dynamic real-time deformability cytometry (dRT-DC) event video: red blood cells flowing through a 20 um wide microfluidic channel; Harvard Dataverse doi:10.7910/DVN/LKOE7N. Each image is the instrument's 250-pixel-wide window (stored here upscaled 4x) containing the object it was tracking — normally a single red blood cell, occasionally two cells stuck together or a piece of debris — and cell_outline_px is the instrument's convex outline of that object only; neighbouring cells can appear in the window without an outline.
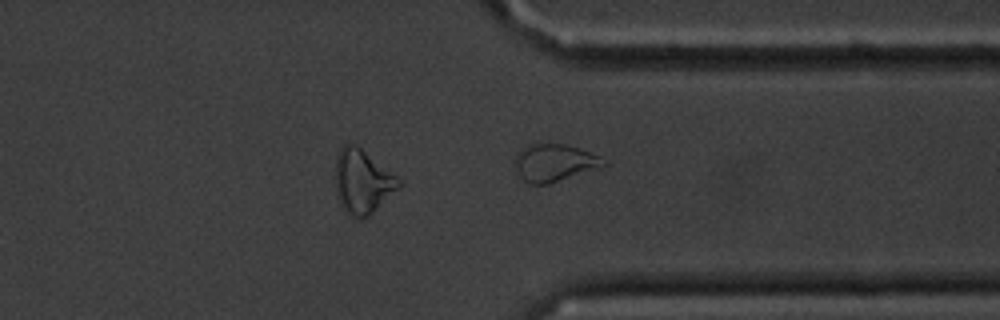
{"species": "common noctule bat (a hibernating species)", "species_latin": "Nyctalus noctula", "temperature_condition": "cold", "stored_images_in_passage": 33, "segment_of_instrument_passage": [2, 2], "camera_frame_rate_fps": 3000, "um_per_image_px": 0.085, "animal": {"sex": "male", "body_mass_g": 20.1, "forearm_length_mm": 53.5}, "frame": {"image": 1, "passage_image": 33, "time_ms": 10.667, "image_size_px": [1000, 320], "cell_outline_px": [[608, 164], [548, 184], [532, 184], [524, 180], [520, 176], [516, 164], [516, 152], [520, 148], [528, 144], [564, 144], [580, 148], [596, 156]], "centroid_in_image_um": [47.06, 13.81], "position_along_channel_um": 364.3, "area_um2": 18.73}}